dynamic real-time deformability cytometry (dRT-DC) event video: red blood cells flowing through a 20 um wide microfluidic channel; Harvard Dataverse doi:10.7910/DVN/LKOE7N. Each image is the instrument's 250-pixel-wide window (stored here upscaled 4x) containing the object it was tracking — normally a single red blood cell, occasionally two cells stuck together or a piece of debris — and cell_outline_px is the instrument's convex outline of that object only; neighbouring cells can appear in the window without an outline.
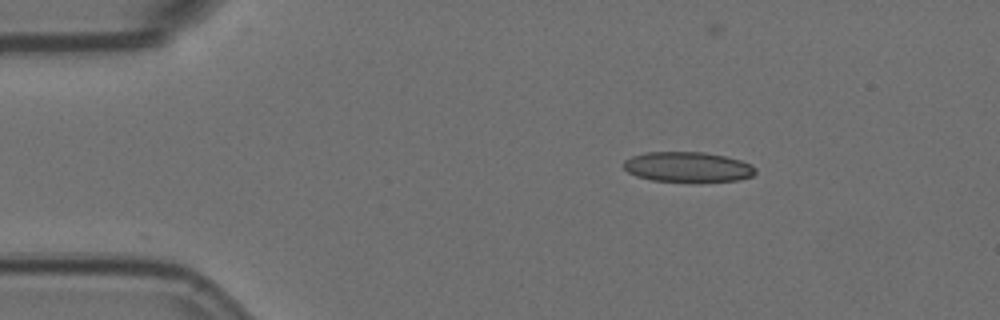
{"species": "Egyptian fruit bat (a non-hibernating species)", "species_latin": "Rousettus aegyptiacus", "temperature_condition": "room temperature", "stored_images_in_passage": 20, "camera_frame_rate_fps": 3000, "um_per_image_px": 0.085, "animal": {"sex": "female"}, "frame": {"image": 1, "passage_image": 1, "time_ms": 0.0, "image_size_px": [1000, 320], "cell_outline_px": [[756, 172], [752, 176], [740, 180], [652, 180], [636, 176], [628, 172], [624, 168], [624, 160], [632, 156], [644, 152], [704, 152], [724, 156], [740, 160], [752, 164], [756, 168]], "centroid_in_image_um": [58.45, 14.16], "position_along_channel_um": 26.5, "area_um2": 22.72}}
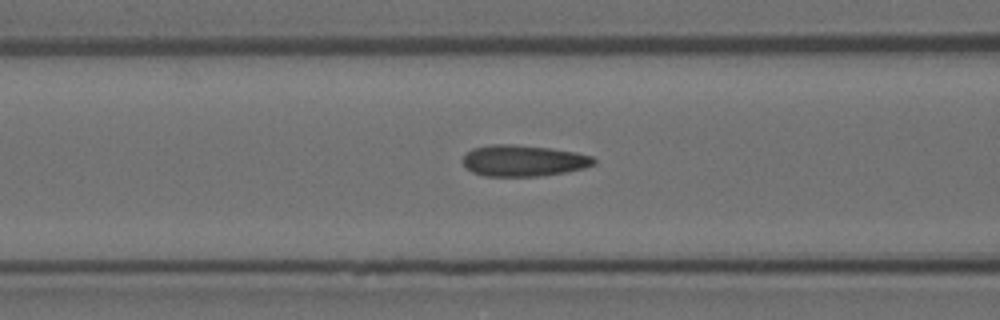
{"frame": {"image": 2, "passage_image": 14, "time_ms": 4.333, "image_size_px": [1000, 320], "cell_outline_px": [[596, 164], [584, 168], [564, 172], [540, 176], [484, 176], [472, 172], [464, 164], [464, 156], [472, 148], [492, 144], [512, 144], [548, 148], [576, 152], [592, 156], [596, 160]], "centroid_in_image_um": [44.51, 13.66], "position_along_channel_um": 122.1, "area_um2": 23.76}}
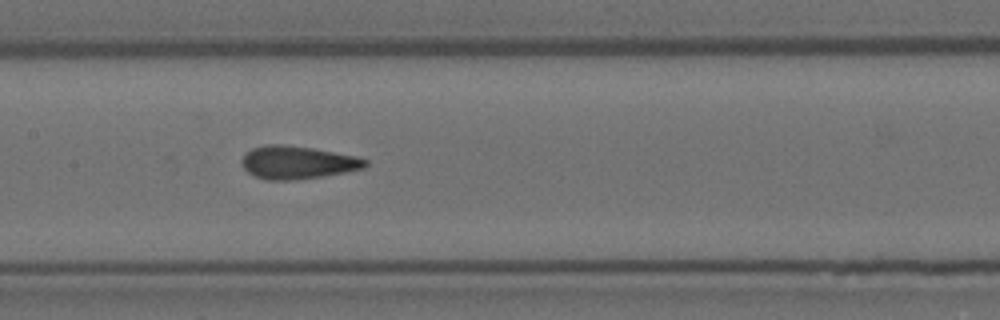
{"frame": {"image": 3, "passage_image": 19, "time_ms": 6.0, "image_size_px": [1000, 320], "cell_outline_px": [[368, 164], [364, 168], [324, 176], [296, 180], [268, 180], [256, 176], [248, 172], [244, 168], [240, 160], [252, 148], [268, 144], [280, 144], [312, 148], [356, 156], [368, 160]], "centroid_in_image_um": [25.29, 13.81], "position_along_channel_um": 182.1, "area_um2": 23.58}}